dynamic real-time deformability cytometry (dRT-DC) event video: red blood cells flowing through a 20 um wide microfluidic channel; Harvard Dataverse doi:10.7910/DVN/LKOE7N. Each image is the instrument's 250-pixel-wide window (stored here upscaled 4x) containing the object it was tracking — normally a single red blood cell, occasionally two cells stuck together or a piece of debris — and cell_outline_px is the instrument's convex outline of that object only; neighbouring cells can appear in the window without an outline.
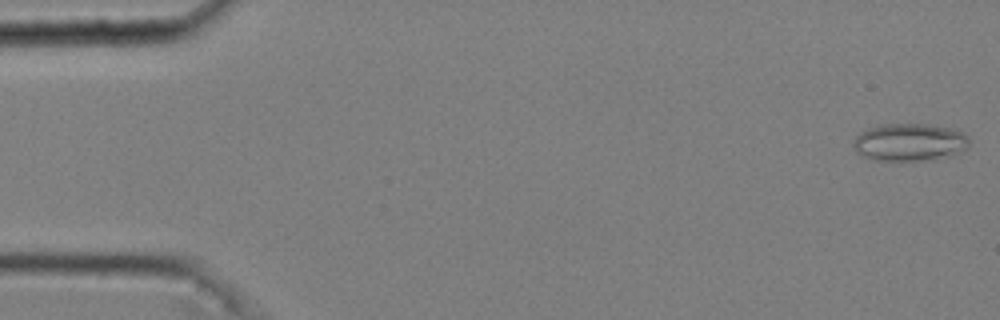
{"species": "common noctule bat (a hibernating species)", "species_latin": "Nyctalus noctula", "temperature_condition": "cold", "stored_images_in_passage": 47, "camera_frame_rate_fps": 3000, "um_per_image_px": 0.085, "animal": {"sex": "male", "body_mass_g": 20.4}, "frame": {"image": 1, "passage_image": 1, "time_ms": 0.0, "image_size_px": [1000, 320], "cell_outline_px": [[968, 148], [960, 152], [932, 160], [876, 160], [864, 156], [856, 152], [852, 144], [856, 136], [860, 132], [868, 128], [880, 124], [928, 124], [948, 128], [964, 132], [968, 136]], "centroid_in_image_um": [77.3, 12.08], "position_along_channel_um": 7.7, "area_um2": 25.37}}
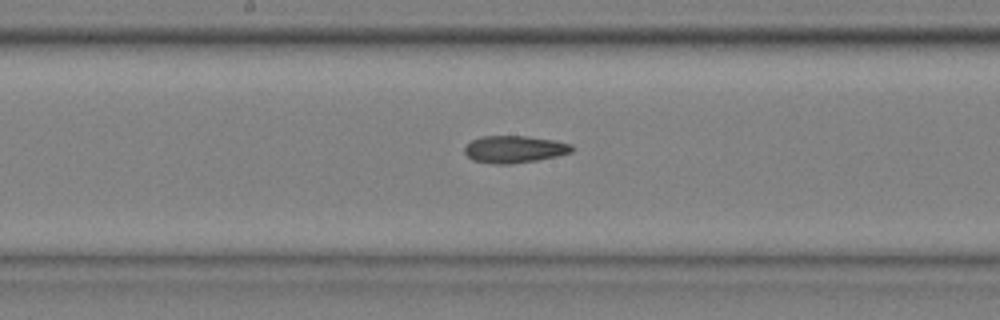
{"frame": {"image": 2, "passage_image": 28, "time_ms": 9.0, "image_size_px": [1000, 320], "cell_outline_px": [[576, 148], [572, 152], [556, 156], [536, 160], [512, 164], [496, 164], [472, 160], [464, 152], [464, 148], [472, 140], [484, 136], [524, 136], [556, 140], [572, 144]], "centroid_in_image_um": [43.76, 12.68], "position_along_channel_um": 204.4, "area_um2": 16.99}}
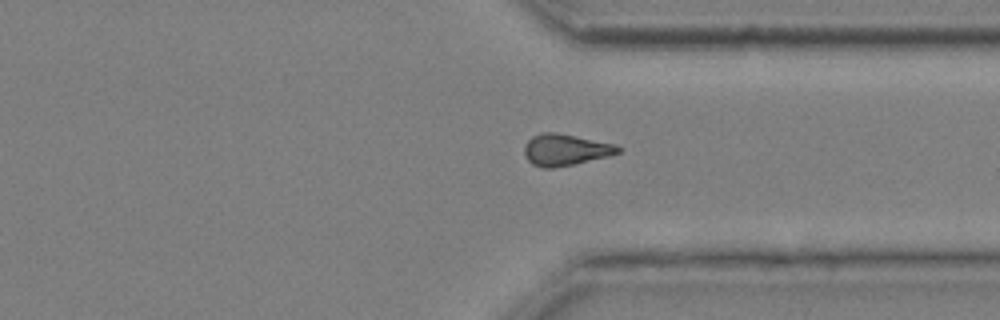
{"frame": {"image": 3, "passage_image": 41, "time_ms": 13.333, "image_size_px": [1000, 320], "cell_outline_px": [[624, 148], [620, 152], [608, 156], [572, 164], [552, 168], [544, 168], [532, 164], [528, 160], [524, 152], [524, 144], [532, 136], [544, 132], [556, 132], [616, 144]], "centroid_in_image_um": [48.07, 12.72], "position_along_channel_um": 363.3, "area_um2": 17.17}, "authors_computed_cell_mechanics": {"area_um2": 17.4556, "velocity_mm_per_s": 3.6603, "shape_relaxation_time_tau1_ms": null, "shape_relaxation_time_tau2_ms": 5.3003, "deformation_change_tau1": null, "deformation_change_tau2": 0.1404}}